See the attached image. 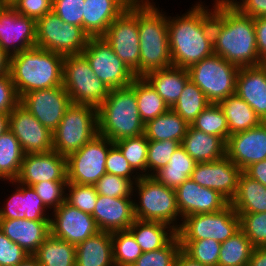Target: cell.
Instances as JSON below:
<instances>
[{
	"label": "cell",
	"mask_w": 266,
	"mask_h": 266,
	"mask_svg": "<svg viewBox=\"0 0 266 266\" xmlns=\"http://www.w3.org/2000/svg\"><path fill=\"white\" fill-rule=\"evenodd\" d=\"M214 2L212 8L214 54L238 67L261 65L254 18L240 13L228 0Z\"/></svg>",
	"instance_id": "1"
},
{
	"label": "cell",
	"mask_w": 266,
	"mask_h": 266,
	"mask_svg": "<svg viewBox=\"0 0 266 266\" xmlns=\"http://www.w3.org/2000/svg\"><path fill=\"white\" fill-rule=\"evenodd\" d=\"M197 3L181 16H168L172 66L188 69L214 54L212 10Z\"/></svg>",
	"instance_id": "2"
},
{
	"label": "cell",
	"mask_w": 266,
	"mask_h": 266,
	"mask_svg": "<svg viewBox=\"0 0 266 266\" xmlns=\"http://www.w3.org/2000/svg\"><path fill=\"white\" fill-rule=\"evenodd\" d=\"M152 1L134 0L128 6V9L138 18L140 77L172 66L168 17L164 11L162 12L163 9L157 8Z\"/></svg>",
	"instance_id": "3"
},
{
	"label": "cell",
	"mask_w": 266,
	"mask_h": 266,
	"mask_svg": "<svg viewBox=\"0 0 266 266\" xmlns=\"http://www.w3.org/2000/svg\"><path fill=\"white\" fill-rule=\"evenodd\" d=\"M64 56L38 47L10 57L9 74L21 98L34 90L63 85Z\"/></svg>",
	"instance_id": "4"
},
{
	"label": "cell",
	"mask_w": 266,
	"mask_h": 266,
	"mask_svg": "<svg viewBox=\"0 0 266 266\" xmlns=\"http://www.w3.org/2000/svg\"><path fill=\"white\" fill-rule=\"evenodd\" d=\"M98 134L112 142L144 134L145 123L141 120L136 93L127 87L109 90L104 102L97 108Z\"/></svg>",
	"instance_id": "5"
},
{
	"label": "cell",
	"mask_w": 266,
	"mask_h": 266,
	"mask_svg": "<svg viewBox=\"0 0 266 266\" xmlns=\"http://www.w3.org/2000/svg\"><path fill=\"white\" fill-rule=\"evenodd\" d=\"M133 192L139 196V200H133L136 219L163 222L176 231L179 229L181 223L177 221H182V217L177 207L175 189L166 187L152 176H140Z\"/></svg>",
	"instance_id": "6"
},
{
	"label": "cell",
	"mask_w": 266,
	"mask_h": 266,
	"mask_svg": "<svg viewBox=\"0 0 266 266\" xmlns=\"http://www.w3.org/2000/svg\"><path fill=\"white\" fill-rule=\"evenodd\" d=\"M97 134V108L90 104L71 103L60 124L52 132L53 151L67 157L81 149Z\"/></svg>",
	"instance_id": "7"
},
{
	"label": "cell",
	"mask_w": 266,
	"mask_h": 266,
	"mask_svg": "<svg viewBox=\"0 0 266 266\" xmlns=\"http://www.w3.org/2000/svg\"><path fill=\"white\" fill-rule=\"evenodd\" d=\"M240 67L213 54L190 66V80L206 95L210 103H220L236 92V79Z\"/></svg>",
	"instance_id": "8"
},
{
	"label": "cell",
	"mask_w": 266,
	"mask_h": 266,
	"mask_svg": "<svg viewBox=\"0 0 266 266\" xmlns=\"http://www.w3.org/2000/svg\"><path fill=\"white\" fill-rule=\"evenodd\" d=\"M63 86L75 104L98 108L109 94V88L94 74L82 54L64 56Z\"/></svg>",
	"instance_id": "9"
},
{
	"label": "cell",
	"mask_w": 266,
	"mask_h": 266,
	"mask_svg": "<svg viewBox=\"0 0 266 266\" xmlns=\"http://www.w3.org/2000/svg\"><path fill=\"white\" fill-rule=\"evenodd\" d=\"M36 47L63 56L81 54L89 35L80 26L65 23L53 11L36 21Z\"/></svg>",
	"instance_id": "10"
},
{
	"label": "cell",
	"mask_w": 266,
	"mask_h": 266,
	"mask_svg": "<svg viewBox=\"0 0 266 266\" xmlns=\"http://www.w3.org/2000/svg\"><path fill=\"white\" fill-rule=\"evenodd\" d=\"M240 229V217L229 204L222 211L188 215L176 231L179 240L212 238L220 243Z\"/></svg>",
	"instance_id": "11"
},
{
	"label": "cell",
	"mask_w": 266,
	"mask_h": 266,
	"mask_svg": "<svg viewBox=\"0 0 266 266\" xmlns=\"http://www.w3.org/2000/svg\"><path fill=\"white\" fill-rule=\"evenodd\" d=\"M113 144L105 136L97 134L81 149L68 155V183L94 185L106 173V159Z\"/></svg>",
	"instance_id": "12"
},
{
	"label": "cell",
	"mask_w": 266,
	"mask_h": 266,
	"mask_svg": "<svg viewBox=\"0 0 266 266\" xmlns=\"http://www.w3.org/2000/svg\"><path fill=\"white\" fill-rule=\"evenodd\" d=\"M81 54L87 59L94 74L110 90L127 87L136 78L102 36L89 37Z\"/></svg>",
	"instance_id": "13"
},
{
	"label": "cell",
	"mask_w": 266,
	"mask_h": 266,
	"mask_svg": "<svg viewBox=\"0 0 266 266\" xmlns=\"http://www.w3.org/2000/svg\"><path fill=\"white\" fill-rule=\"evenodd\" d=\"M102 37L135 77H140L138 18L127 8L109 25Z\"/></svg>",
	"instance_id": "14"
},
{
	"label": "cell",
	"mask_w": 266,
	"mask_h": 266,
	"mask_svg": "<svg viewBox=\"0 0 266 266\" xmlns=\"http://www.w3.org/2000/svg\"><path fill=\"white\" fill-rule=\"evenodd\" d=\"M36 20L0 5V47L9 57L36 47Z\"/></svg>",
	"instance_id": "15"
},
{
	"label": "cell",
	"mask_w": 266,
	"mask_h": 266,
	"mask_svg": "<svg viewBox=\"0 0 266 266\" xmlns=\"http://www.w3.org/2000/svg\"><path fill=\"white\" fill-rule=\"evenodd\" d=\"M71 103L63 85L34 90L20 98V104L51 132L58 127Z\"/></svg>",
	"instance_id": "16"
},
{
	"label": "cell",
	"mask_w": 266,
	"mask_h": 266,
	"mask_svg": "<svg viewBox=\"0 0 266 266\" xmlns=\"http://www.w3.org/2000/svg\"><path fill=\"white\" fill-rule=\"evenodd\" d=\"M51 215L54 217H50V234L75 246L100 231L91 214L72 207L66 201Z\"/></svg>",
	"instance_id": "17"
},
{
	"label": "cell",
	"mask_w": 266,
	"mask_h": 266,
	"mask_svg": "<svg viewBox=\"0 0 266 266\" xmlns=\"http://www.w3.org/2000/svg\"><path fill=\"white\" fill-rule=\"evenodd\" d=\"M9 130L24 154L53 151V135L20 103L9 113Z\"/></svg>",
	"instance_id": "18"
},
{
	"label": "cell",
	"mask_w": 266,
	"mask_h": 266,
	"mask_svg": "<svg viewBox=\"0 0 266 266\" xmlns=\"http://www.w3.org/2000/svg\"><path fill=\"white\" fill-rule=\"evenodd\" d=\"M242 171L226 155L216 161L197 163L190 179L200 186L218 191L229 202L237 192Z\"/></svg>",
	"instance_id": "19"
},
{
	"label": "cell",
	"mask_w": 266,
	"mask_h": 266,
	"mask_svg": "<svg viewBox=\"0 0 266 266\" xmlns=\"http://www.w3.org/2000/svg\"><path fill=\"white\" fill-rule=\"evenodd\" d=\"M16 181L27 186L43 181H67L66 157L56 151L24 154Z\"/></svg>",
	"instance_id": "20"
},
{
	"label": "cell",
	"mask_w": 266,
	"mask_h": 266,
	"mask_svg": "<svg viewBox=\"0 0 266 266\" xmlns=\"http://www.w3.org/2000/svg\"><path fill=\"white\" fill-rule=\"evenodd\" d=\"M226 156L243 172L251 164L266 159V122L229 136Z\"/></svg>",
	"instance_id": "21"
},
{
	"label": "cell",
	"mask_w": 266,
	"mask_h": 266,
	"mask_svg": "<svg viewBox=\"0 0 266 266\" xmlns=\"http://www.w3.org/2000/svg\"><path fill=\"white\" fill-rule=\"evenodd\" d=\"M175 193L182 219L188 215L222 211L230 204L218 191L200 186L190 178L176 188Z\"/></svg>",
	"instance_id": "22"
},
{
	"label": "cell",
	"mask_w": 266,
	"mask_h": 266,
	"mask_svg": "<svg viewBox=\"0 0 266 266\" xmlns=\"http://www.w3.org/2000/svg\"><path fill=\"white\" fill-rule=\"evenodd\" d=\"M132 197H107L98 194L93 213L100 231L115 232L128 230L134 223V205Z\"/></svg>",
	"instance_id": "23"
},
{
	"label": "cell",
	"mask_w": 266,
	"mask_h": 266,
	"mask_svg": "<svg viewBox=\"0 0 266 266\" xmlns=\"http://www.w3.org/2000/svg\"><path fill=\"white\" fill-rule=\"evenodd\" d=\"M15 185V192L7 199L4 208L0 207V219H27L32 221H50L46 213L48 208L32 186L10 181ZM17 186V188H16Z\"/></svg>",
	"instance_id": "24"
},
{
	"label": "cell",
	"mask_w": 266,
	"mask_h": 266,
	"mask_svg": "<svg viewBox=\"0 0 266 266\" xmlns=\"http://www.w3.org/2000/svg\"><path fill=\"white\" fill-rule=\"evenodd\" d=\"M235 93L252 107L262 122H266V64L240 67Z\"/></svg>",
	"instance_id": "25"
},
{
	"label": "cell",
	"mask_w": 266,
	"mask_h": 266,
	"mask_svg": "<svg viewBox=\"0 0 266 266\" xmlns=\"http://www.w3.org/2000/svg\"><path fill=\"white\" fill-rule=\"evenodd\" d=\"M134 0H85L83 30L90 37H100Z\"/></svg>",
	"instance_id": "26"
},
{
	"label": "cell",
	"mask_w": 266,
	"mask_h": 266,
	"mask_svg": "<svg viewBox=\"0 0 266 266\" xmlns=\"http://www.w3.org/2000/svg\"><path fill=\"white\" fill-rule=\"evenodd\" d=\"M0 229L29 255H34L39 246L50 235V221L0 219Z\"/></svg>",
	"instance_id": "27"
},
{
	"label": "cell",
	"mask_w": 266,
	"mask_h": 266,
	"mask_svg": "<svg viewBox=\"0 0 266 266\" xmlns=\"http://www.w3.org/2000/svg\"><path fill=\"white\" fill-rule=\"evenodd\" d=\"M158 95L172 108L190 80L187 69L171 66L152 71L143 77Z\"/></svg>",
	"instance_id": "28"
},
{
	"label": "cell",
	"mask_w": 266,
	"mask_h": 266,
	"mask_svg": "<svg viewBox=\"0 0 266 266\" xmlns=\"http://www.w3.org/2000/svg\"><path fill=\"white\" fill-rule=\"evenodd\" d=\"M181 146L197 162H211L226 155V143L218 136L206 134L189 125Z\"/></svg>",
	"instance_id": "29"
},
{
	"label": "cell",
	"mask_w": 266,
	"mask_h": 266,
	"mask_svg": "<svg viewBox=\"0 0 266 266\" xmlns=\"http://www.w3.org/2000/svg\"><path fill=\"white\" fill-rule=\"evenodd\" d=\"M75 247V266H115L110 232L99 231Z\"/></svg>",
	"instance_id": "30"
},
{
	"label": "cell",
	"mask_w": 266,
	"mask_h": 266,
	"mask_svg": "<svg viewBox=\"0 0 266 266\" xmlns=\"http://www.w3.org/2000/svg\"><path fill=\"white\" fill-rule=\"evenodd\" d=\"M230 205L237 214L266 212V186L241 172L237 192Z\"/></svg>",
	"instance_id": "31"
},
{
	"label": "cell",
	"mask_w": 266,
	"mask_h": 266,
	"mask_svg": "<svg viewBox=\"0 0 266 266\" xmlns=\"http://www.w3.org/2000/svg\"><path fill=\"white\" fill-rule=\"evenodd\" d=\"M143 252L165 247L177 234L170 225L158 221L135 219L128 228Z\"/></svg>",
	"instance_id": "32"
},
{
	"label": "cell",
	"mask_w": 266,
	"mask_h": 266,
	"mask_svg": "<svg viewBox=\"0 0 266 266\" xmlns=\"http://www.w3.org/2000/svg\"><path fill=\"white\" fill-rule=\"evenodd\" d=\"M218 104L227 119L229 136L255 128L262 123L252 107L236 93L228 96Z\"/></svg>",
	"instance_id": "33"
},
{
	"label": "cell",
	"mask_w": 266,
	"mask_h": 266,
	"mask_svg": "<svg viewBox=\"0 0 266 266\" xmlns=\"http://www.w3.org/2000/svg\"><path fill=\"white\" fill-rule=\"evenodd\" d=\"M188 127L189 124L170 108L148 121L144 134L149 141L176 140L181 144Z\"/></svg>",
	"instance_id": "34"
},
{
	"label": "cell",
	"mask_w": 266,
	"mask_h": 266,
	"mask_svg": "<svg viewBox=\"0 0 266 266\" xmlns=\"http://www.w3.org/2000/svg\"><path fill=\"white\" fill-rule=\"evenodd\" d=\"M197 162L180 145L168 164L152 175L159 183L176 189L191 177Z\"/></svg>",
	"instance_id": "35"
},
{
	"label": "cell",
	"mask_w": 266,
	"mask_h": 266,
	"mask_svg": "<svg viewBox=\"0 0 266 266\" xmlns=\"http://www.w3.org/2000/svg\"><path fill=\"white\" fill-rule=\"evenodd\" d=\"M33 256L41 266H75L76 247L50 234Z\"/></svg>",
	"instance_id": "36"
},
{
	"label": "cell",
	"mask_w": 266,
	"mask_h": 266,
	"mask_svg": "<svg viewBox=\"0 0 266 266\" xmlns=\"http://www.w3.org/2000/svg\"><path fill=\"white\" fill-rule=\"evenodd\" d=\"M24 152L18 139L8 129L0 135V180H16ZM3 179V180H2Z\"/></svg>",
	"instance_id": "37"
},
{
	"label": "cell",
	"mask_w": 266,
	"mask_h": 266,
	"mask_svg": "<svg viewBox=\"0 0 266 266\" xmlns=\"http://www.w3.org/2000/svg\"><path fill=\"white\" fill-rule=\"evenodd\" d=\"M130 86L136 93L139 114L145 124L170 109L143 77H136Z\"/></svg>",
	"instance_id": "38"
},
{
	"label": "cell",
	"mask_w": 266,
	"mask_h": 266,
	"mask_svg": "<svg viewBox=\"0 0 266 266\" xmlns=\"http://www.w3.org/2000/svg\"><path fill=\"white\" fill-rule=\"evenodd\" d=\"M253 248L250 239L239 229L221 243L217 266H248Z\"/></svg>",
	"instance_id": "39"
},
{
	"label": "cell",
	"mask_w": 266,
	"mask_h": 266,
	"mask_svg": "<svg viewBox=\"0 0 266 266\" xmlns=\"http://www.w3.org/2000/svg\"><path fill=\"white\" fill-rule=\"evenodd\" d=\"M210 104L206 95L191 80H189L182 91L178 101L171 108L189 125Z\"/></svg>",
	"instance_id": "40"
},
{
	"label": "cell",
	"mask_w": 266,
	"mask_h": 266,
	"mask_svg": "<svg viewBox=\"0 0 266 266\" xmlns=\"http://www.w3.org/2000/svg\"><path fill=\"white\" fill-rule=\"evenodd\" d=\"M191 126L206 134L216 135L225 143L229 138V127L219 104L210 103L192 122Z\"/></svg>",
	"instance_id": "41"
},
{
	"label": "cell",
	"mask_w": 266,
	"mask_h": 266,
	"mask_svg": "<svg viewBox=\"0 0 266 266\" xmlns=\"http://www.w3.org/2000/svg\"><path fill=\"white\" fill-rule=\"evenodd\" d=\"M148 142L145 134L114 142L139 176H147Z\"/></svg>",
	"instance_id": "42"
},
{
	"label": "cell",
	"mask_w": 266,
	"mask_h": 266,
	"mask_svg": "<svg viewBox=\"0 0 266 266\" xmlns=\"http://www.w3.org/2000/svg\"><path fill=\"white\" fill-rule=\"evenodd\" d=\"M115 266H131L143 253L129 230L111 233Z\"/></svg>",
	"instance_id": "43"
},
{
	"label": "cell",
	"mask_w": 266,
	"mask_h": 266,
	"mask_svg": "<svg viewBox=\"0 0 266 266\" xmlns=\"http://www.w3.org/2000/svg\"><path fill=\"white\" fill-rule=\"evenodd\" d=\"M182 251L196 262L206 266H217L221 243L209 238L201 240H179Z\"/></svg>",
	"instance_id": "44"
},
{
	"label": "cell",
	"mask_w": 266,
	"mask_h": 266,
	"mask_svg": "<svg viewBox=\"0 0 266 266\" xmlns=\"http://www.w3.org/2000/svg\"><path fill=\"white\" fill-rule=\"evenodd\" d=\"M181 250L180 241L176 235L165 247L143 252L131 266H175Z\"/></svg>",
	"instance_id": "45"
},
{
	"label": "cell",
	"mask_w": 266,
	"mask_h": 266,
	"mask_svg": "<svg viewBox=\"0 0 266 266\" xmlns=\"http://www.w3.org/2000/svg\"><path fill=\"white\" fill-rule=\"evenodd\" d=\"M181 144L176 140H162L148 142L147 176H152L159 169L166 166L172 154Z\"/></svg>",
	"instance_id": "46"
},
{
	"label": "cell",
	"mask_w": 266,
	"mask_h": 266,
	"mask_svg": "<svg viewBox=\"0 0 266 266\" xmlns=\"http://www.w3.org/2000/svg\"><path fill=\"white\" fill-rule=\"evenodd\" d=\"M66 202L72 207L92 214L98 199L94 185L67 183Z\"/></svg>",
	"instance_id": "47"
},
{
	"label": "cell",
	"mask_w": 266,
	"mask_h": 266,
	"mask_svg": "<svg viewBox=\"0 0 266 266\" xmlns=\"http://www.w3.org/2000/svg\"><path fill=\"white\" fill-rule=\"evenodd\" d=\"M134 182L120 176L105 173L95 184L99 195L107 197H133Z\"/></svg>",
	"instance_id": "48"
},
{
	"label": "cell",
	"mask_w": 266,
	"mask_h": 266,
	"mask_svg": "<svg viewBox=\"0 0 266 266\" xmlns=\"http://www.w3.org/2000/svg\"><path fill=\"white\" fill-rule=\"evenodd\" d=\"M240 229L250 239L253 247H266V212L238 214Z\"/></svg>",
	"instance_id": "49"
},
{
	"label": "cell",
	"mask_w": 266,
	"mask_h": 266,
	"mask_svg": "<svg viewBox=\"0 0 266 266\" xmlns=\"http://www.w3.org/2000/svg\"><path fill=\"white\" fill-rule=\"evenodd\" d=\"M68 181H43L32 185L43 204L55 210L66 201V187Z\"/></svg>",
	"instance_id": "50"
},
{
	"label": "cell",
	"mask_w": 266,
	"mask_h": 266,
	"mask_svg": "<svg viewBox=\"0 0 266 266\" xmlns=\"http://www.w3.org/2000/svg\"><path fill=\"white\" fill-rule=\"evenodd\" d=\"M84 3L85 0H53V12L65 23L83 29Z\"/></svg>",
	"instance_id": "51"
},
{
	"label": "cell",
	"mask_w": 266,
	"mask_h": 266,
	"mask_svg": "<svg viewBox=\"0 0 266 266\" xmlns=\"http://www.w3.org/2000/svg\"><path fill=\"white\" fill-rule=\"evenodd\" d=\"M106 173L130 179L134 183L140 178L139 174L134 172L129 162L125 159L122 152L115 144L109 148L106 159ZM134 173L135 175H132Z\"/></svg>",
	"instance_id": "52"
},
{
	"label": "cell",
	"mask_w": 266,
	"mask_h": 266,
	"mask_svg": "<svg viewBox=\"0 0 266 266\" xmlns=\"http://www.w3.org/2000/svg\"><path fill=\"white\" fill-rule=\"evenodd\" d=\"M28 256L21 246L11 241L0 229V266H17Z\"/></svg>",
	"instance_id": "53"
},
{
	"label": "cell",
	"mask_w": 266,
	"mask_h": 266,
	"mask_svg": "<svg viewBox=\"0 0 266 266\" xmlns=\"http://www.w3.org/2000/svg\"><path fill=\"white\" fill-rule=\"evenodd\" d=\"M12 7L20 15L37 21L45 14L53 11V0H16Z\"/></svg>",
	"instance_id": "54"
},
{
	"label": "cell",
	"mask_w": 266,
	"mask_h": 266,
	"mask_svg": "<svg viewBox=\"0 0 266 266\" xmlns=\"http://www.w3.org/2000/svg\"><path fill=\"white\" fill-rule=\"evenodd\" d=\"M19 103L20 98L10 74L0 76V112L10 113Z\"/></svg>",
	"instance_id": "55"
},
{
	"label": "cell",
	"mask_w": 266,
	"mask_h": 266,
	"mask_svg": "<svg viewBox=\"0 0 266 266\" xmlns=\"http://www.w3.org/2000/svg\"><path fill=\"white\" fill-rule=\"evenodd\" d=\"M228 2L246 16L266 17V0H228Z\"/></svg>",
	"instance_id": "56"
},
{
	"label": "cell",
	"mask_w": 266,
	"mask_h": 266,
	"mask_svg": "<svg viewBox=\"0 0 266 266\" xmlns=\"http://www.w3.org/2000/svg\"><path fill=\"white\" fill-rule=\"evenodd\" d=\"M257 50L262 64H266V17L254 18Z\"/></svg>",
	"instance_id": "57"
},
{
	"label": "cell",
	"mask_w": 266,
	"mask_h": 266,
	"mask_svg": "<svg viewBox=\"0 0 266 266\" xmlns=\"http://www.w3.org/2000/svg\"><path fill=\"white\" fill-rule=\"evenodd\" d=\"M243 172L250 178L266 186V159L251 164Z\"/></svg>",
	"instance_id": "58"
},
{
	"label": "cell",
	"mask_w": 266,
	"mask_h": 266,
	"mask_svg": "<svg viewBox=\"0 0 266 266\" xmlns=\"http://www.w3.org/2000/svg\"><path fill=\"white\" fill-rule=\"evenodd\" d=\"M248 266H266V247H254Z\"/></svg>",
	"instance_id": "59"
},
{
	"label": "cell",
	"mask_w": 266,
	"mask_h": 266,
	"mask_svg": "<svg viewBox=\"0 0 266 266\" xmlns=\"http://www.w3.org/2000/svg\"><path fill=\"white\" fill-rule=\"evenodd\" d=\"M175 266H206L188 257L182 250L178 254Z\"/></svg>",
	"instance_id": "60"
},
{
	"label": "cell",
	"mask_w": 266,
	"mask_h": 266,
	"mask_svg": "<svg viewBox=\"0 0 266 266\" xmlns=\"http://www.w3.org/2000/svg\"><path fill=\"white\" fill-rule=\"evenodd\" d=\"M10 57L0 47V76L9 74Z\"/></svg>",
	"instance_id": "61"
},
{
	"label": "cell",
	"mask_w": 266,
	"mask_h": 266,
	"mask_svg": "<svg viewBox=\"0 0 266 266\" xmlns=\"http://www.w3.org/2000/svg\"><path fill=\"white\" fill-rule=\"evenodd\" d=\"M9 129V113L0 112V135Z\"/></svg>",
	"instance_id": "62"
},
{
	"label": "cell",
	"mask_w": 266,
	"mask_h": 266,
	"mask_svg": "<svg viewBox=\"0 0 266 266\" xmlns=\"http://www.w3.org/2000/svg\"><path fill=\"white\" fill-rule=\"evenodd\" d=\"M17 266H41V265L38 263L37 259L33 255H30Z\"/></svg>",
	"instance_id": "63"
},
{
	"label": "cell",
	"mask_w": 266,
	"mask_h": 266,
	"mask_svg": "<svg viewBox=\"0 0 266 266\" xmlns=\"http://www.w3.org/2000/svg\"><path fill=\"white\" fill-rule=\"evenodd\" d=\"M16 0H0V5L12 6Z\"/></svg>",
	"instance_id": "64"
}]
</instances>
